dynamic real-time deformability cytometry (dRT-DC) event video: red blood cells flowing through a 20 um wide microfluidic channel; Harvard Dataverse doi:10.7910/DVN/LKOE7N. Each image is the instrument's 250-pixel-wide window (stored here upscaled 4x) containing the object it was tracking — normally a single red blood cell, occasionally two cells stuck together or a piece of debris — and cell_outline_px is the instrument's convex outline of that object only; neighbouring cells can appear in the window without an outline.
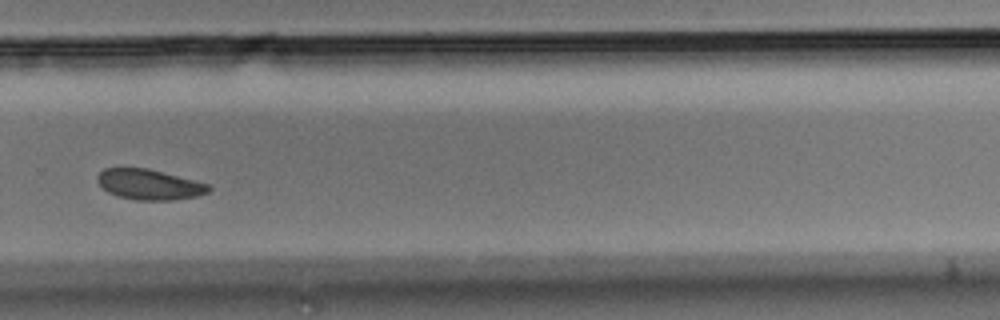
{"species": "Egyptian fruit bat (a non-hibernating species)", "species_latin": "Rousettus aegyptiacus", "temperature_condition": "room temperature", "stored_images_in_passage": 33, "camera_frame_rate_fps": 3000, "um_per_image_px": 0.085, "animal": {"sex": "male"}, "frame": {"image": 1, "passage_image": 19, "time_ms": 6.0, "image_size_px": [1000, 320], "cell_outline_px": [[212, 188], [208, 192], [196, 196], [172, 200], [136, 200], [120, 196], [108, 192], [96, 180], [96, 176], [104, 168], [148, 168], [208, 184]], "centroid_in_image_um": [12.67, 15.68], "position_along_channel_um": 317.1, "area_um2": 19.48}}
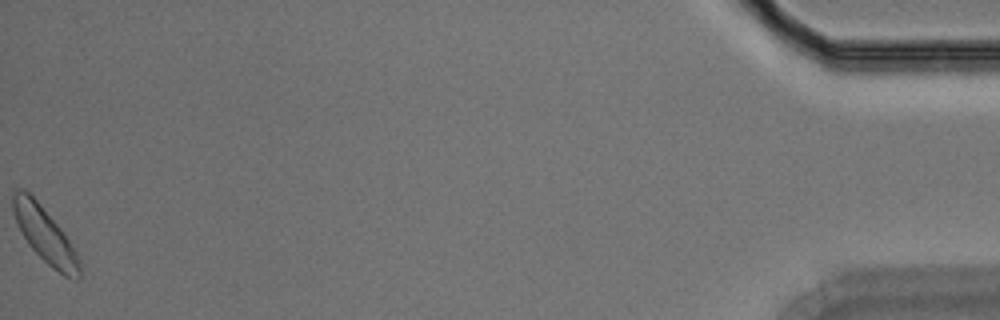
{"frame": {"image": 2, "passage_image": 33, "time_ms": 10.667, "image_size_px": [1000, 320], "cell_outline_px": [[80, 276], [76, 280], [64, 276], [52, 268], [28, 244], [16, 220], [12, 208], [12, 196], [16, 188], [20, 188], [28, 192], [40, 204], [60, 228], [76, 252], [80, 264]], "centroid_in_image_um": [3.81, 19.97], "position_along_channel_um": 431.4, "area_um2": 20.87}}